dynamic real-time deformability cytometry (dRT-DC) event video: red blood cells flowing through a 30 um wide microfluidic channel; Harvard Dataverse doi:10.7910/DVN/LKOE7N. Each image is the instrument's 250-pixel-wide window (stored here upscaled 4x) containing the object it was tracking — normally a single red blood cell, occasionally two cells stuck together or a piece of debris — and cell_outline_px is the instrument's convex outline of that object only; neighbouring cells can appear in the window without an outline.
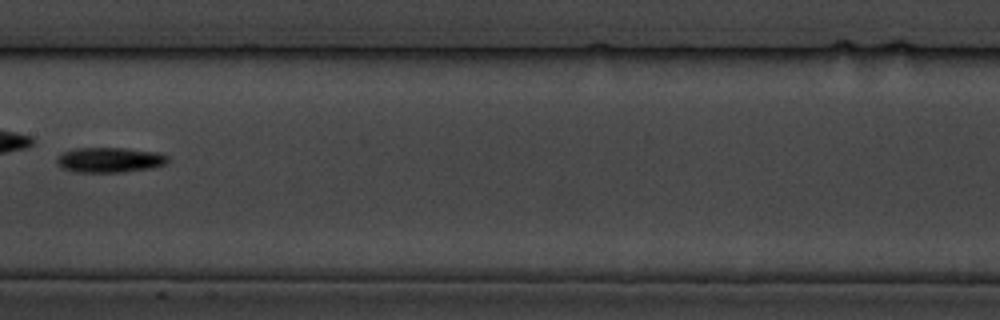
{"species": "common noctule bat (a hibernating species)", "species_latin": "Nyctalus noctula", "temperature_condition": "cold", "stored_images_in_passage": 14, "camera_frame_rate_fps": 3000, "um_per_image_px": 0.085, "animal": {"sex": "male", "body_mass_g": 19.5, "forearm_length_mm": 54.6}, "frame": {"image": 1, "passage_image": 7, "time_ms": 7.667, "image_size_px": [1000, 320], "cell_outline_px": [[168, 164], [152, 168], [124, 172], [72, 172], [60, 168], [56, 164], [56, 160], [64, 152], [76, 148], [124, 148], [156, 152], [168, 156]], "centroid_in_image_um": [9.32, 13.61], "position_along_channel_um": 198.1, "area_um2": 16.36}}